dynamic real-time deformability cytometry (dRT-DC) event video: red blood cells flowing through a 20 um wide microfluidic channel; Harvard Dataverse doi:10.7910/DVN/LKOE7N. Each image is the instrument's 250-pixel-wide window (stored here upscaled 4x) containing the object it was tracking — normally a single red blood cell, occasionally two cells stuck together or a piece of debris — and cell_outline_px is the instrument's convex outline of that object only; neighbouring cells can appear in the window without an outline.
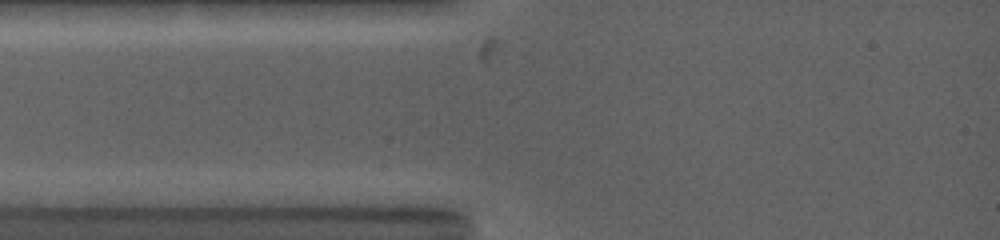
{"species": "common noctule bat (a hibernating species)", "species_latin": "Nyctalus noctula", "temperature_condition": "warm", "stored_images_in_passage": 4, "camera_frame_rate_fps": 5000, "um_per_image_px": 0.085, "animal": {"sex": "female", "body_mass_g": 19.0, "forearm_length_mm": 53.3}, "frame": {"image": 1, "passage_image": 3, "time_ms": 2.2, "image_size_px": [1000, 240], "cell_outline_px": [[436, 164], [432, 168], [344, 168], [296, 164], [296, 160], [304, 156], [416, 156]], "centroid_in_image_um": [31.15, 13.76], "position_along_channel_um": 53.9, "area_um2": 10.69}}